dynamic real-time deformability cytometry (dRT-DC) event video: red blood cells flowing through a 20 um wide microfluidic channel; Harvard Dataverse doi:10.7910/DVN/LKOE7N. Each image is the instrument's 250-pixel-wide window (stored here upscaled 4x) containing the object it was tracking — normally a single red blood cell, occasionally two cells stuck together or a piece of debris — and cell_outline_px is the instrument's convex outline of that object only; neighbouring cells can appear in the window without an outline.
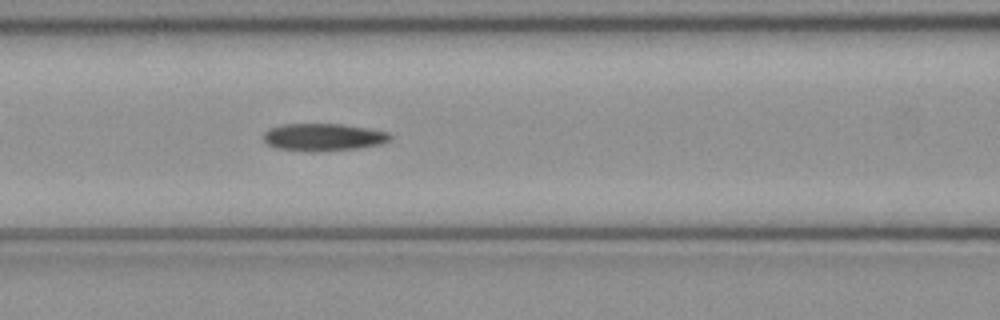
{"species": "common noctule bat (a hibernating species)", "species_latin": "Nyctalus noctula", "temperature_condition": "cold", "stored_images_in_passage": 36, "camera_frame_rate_fps": 3000, "um_per_image_px": 0.085, "animal": {"sex": "female", "body_mass_g": 21.9}, "frame": {"image": 1, "passage_image": 10, "time_ms": 3.0, "image_size_px": [1000, 320], "cell_outline_px": [[392, 140], [380, 144], [356, 148], [308, 152], [304, 152], [276, 148], [268, 144], [264, 140], [264, 132], [268, 128], [280, 124], [340, 124], [368, 128], [388, 132], [392, 136]], "centroid_in_image_um": [27.46, 11.65], "position_along_channel_um": 139.1, "area_um2": 20.35}}
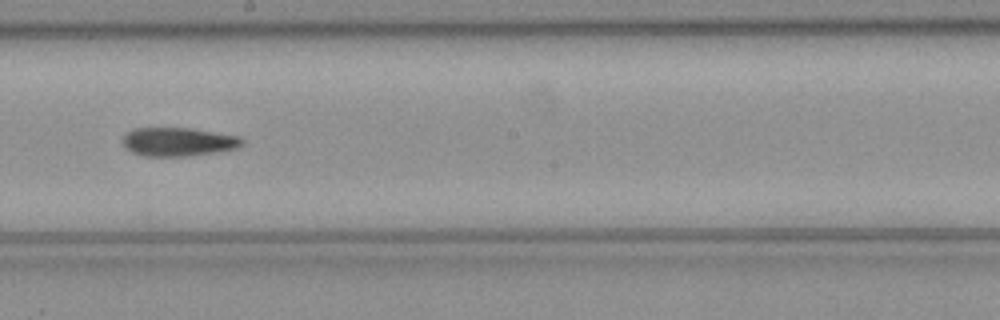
{"frame": {"image": 2, "passage_image": 17, "time_ms": 5.333, "image_size_px": [1000, 320], "cell_outline_px": [[244, 144], [236, 148], [216, 152], [188, 156], [144, 156], [132, 152], [124, 144], [124, 136], [132, 128], [192, 128], [240, 136], [244, 140]], "centroid_in_image_um": [15.2, 12.05], "position_along_channel_um": 233.0, "area_um2": 19.88}}
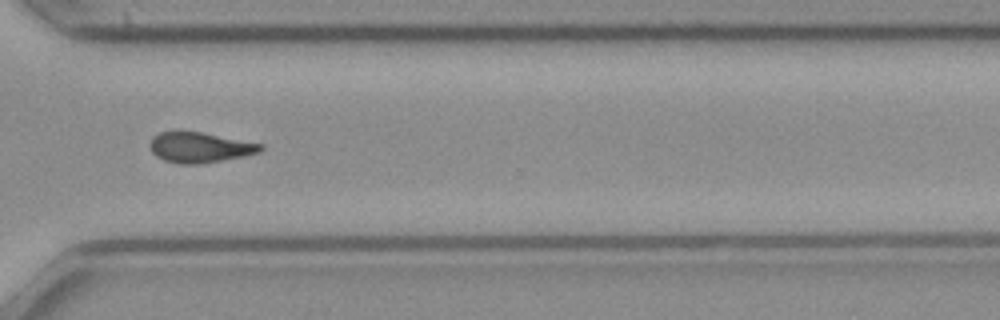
{"frame": {"image": 3, "passage_image": 26, "time_ms": 8.333, "image_size_px": [1000, 320], "cell_outline_px": [[264, 148], [260, 152], [244, 156], [200, 164], [180, 164], [164, 160], [156, 156], [152, 152], [148, 144], [152, 136], [160, 132], [172, 128], [176, 128], [200, 132], [264, 144]], "centroid_in_image_um": [16.91, 12.49], "position_along_channel_um": 353.7, "area_um2": 20.17}}